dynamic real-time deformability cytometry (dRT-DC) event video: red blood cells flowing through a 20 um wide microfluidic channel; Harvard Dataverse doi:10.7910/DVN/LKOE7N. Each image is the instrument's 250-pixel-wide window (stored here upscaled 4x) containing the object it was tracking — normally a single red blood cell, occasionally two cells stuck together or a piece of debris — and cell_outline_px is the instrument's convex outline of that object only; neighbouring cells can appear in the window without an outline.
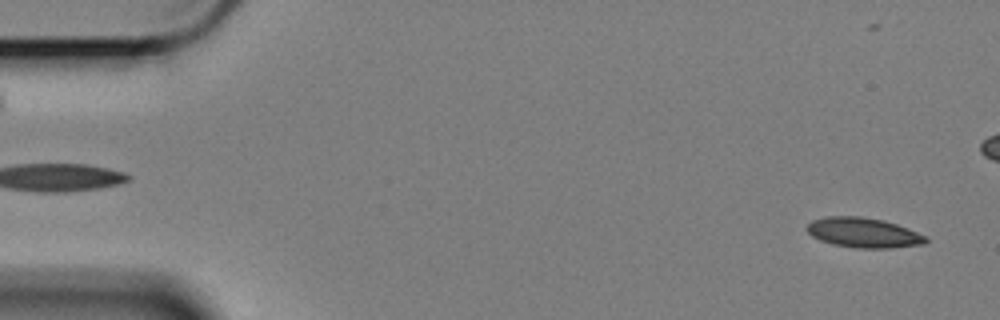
{"species": "Egyptian fruit bat (a non-hibernating species)", "species_latin": "Rousettus aegyptiacus", "temperature_condition": "cold", "stored_images_in_passage": 59, "camera_frame_rate_fps": 3000, "um_per_image_px": 0.085, "animal": {"sex": "female"}, "frame": {"image": 1, "passage_image": 2, "time_ms": 0.333, "image_size_px": [1000, 320], "cell_outline_px": [[928, 240], [924, 244], [892, 248], [856, 248], [832, 244], [820, 240], [812, 236], [808, 232], [808, 224], [812, 220], [828, 216], [860, 216], [884, 220], [896, 224], [916, 232], [924, 236]], "centroid_in_image_um": [73.38, 19.78], "position_along_channel_um": 11.6, "area_um2": 20.58}}
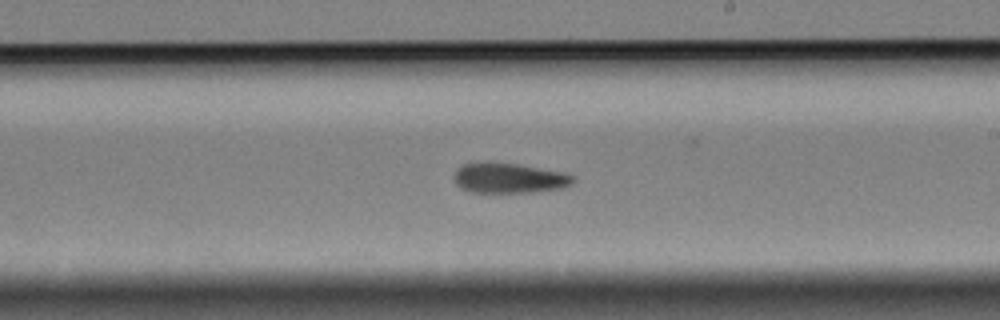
{"frame": {"image": 2, "passage_image": 33, "time_ms": 10.667, "image_size_px": [1000, 320], "cell_outline_px": [[572, 184], [564, 188], [532, 192], [468, 192], [460, 188], [456, 184], [452, 176], [464, 164], [516, 164], [564, 172], [572, 176]], "centroid_in_image_um": [43.28, 15.17], "position_along_channel_um": 245.7, "area_um2": 20.35}}
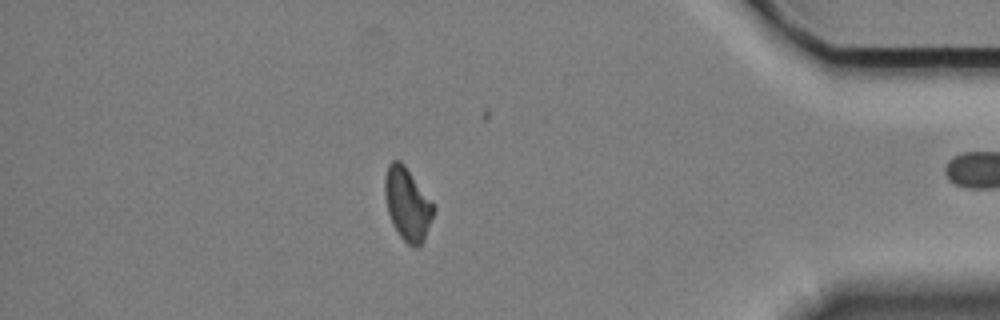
{"frame": {"image": 3, "passage_image": 50, "time_ms": 16.333, "image_size_px": [1000, 320], "cell_outline_px": [[436, 208], [424, 240], [416, 248], [412, 248], [400, 236], [392, 224], [388, 212], [384, 192], [384, 180], [388, 164], [392, 160], [400, 160], [404, 164]], "centroid_in_image_um": [34.62, 17.36], "position_along_channel_um": 400.6, "area_um2": 20.52}, "authors_computed_cell_mechanics": {"area_um2": 21.0392, "velocity_mm_per_s": 3.3859, "shape_relaxation_time_tau1_ms": 5.625, "shape_relaxation_time_tau2_ms": 7.5039, "deformation_change_tau1": 0.1424, "deformation_change_tau2": 0.1448}}